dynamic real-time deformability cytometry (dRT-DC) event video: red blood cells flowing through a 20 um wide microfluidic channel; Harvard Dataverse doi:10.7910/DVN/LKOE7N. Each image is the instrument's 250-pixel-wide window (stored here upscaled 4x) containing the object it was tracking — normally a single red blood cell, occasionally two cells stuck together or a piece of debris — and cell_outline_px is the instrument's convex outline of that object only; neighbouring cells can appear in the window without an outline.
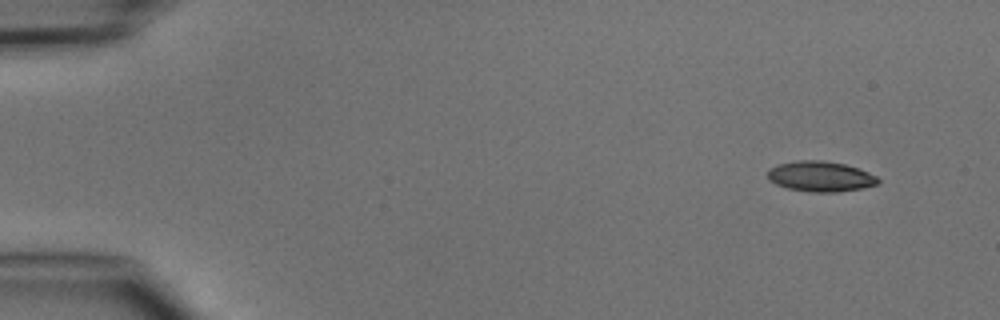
{"species": "common noctule bat (a hibernating species)", "species_latin": "Nyctalus noctula", "temperature_condition": "cold", "stored_images_in_passage": 4, "camera_frame_rate_fps": 3000, "um_per_image_px": 0.085, "animal": {"sex": "male", "body_mass_g": 15.6}, "frame": {"image": 1, "passage_image": 1, "time_ms": 0.0, "image_size_px": [1000, 320], "cell_outline_px": [[880, 184], [864, 188], [836, 192], [812, 192], [788, 188], [776, 184], [768, 180], [768, 168], [776, 164], [796, 160], [824, 160], [844, 164], [868, 172], [876, 176], [880, 180]], "centroid_in_image_um": [69.73, 14.99], "position_along_channel_um": 15.3, "area_um2": 19.71}}
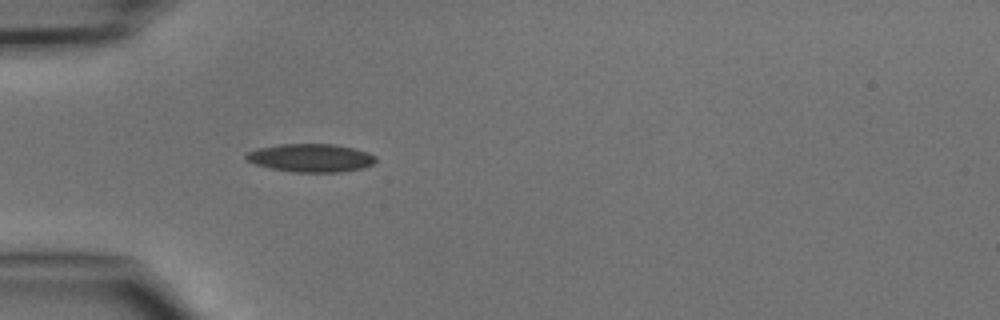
{"frame": {"image": 2, "passage_image": 4, "time_ms": 3.667, "image_size_px": [1000, 320], "cell_outline_px": [[376, 160], [372, 164], [364, 168], [340, 172], [292, 172], [272, 168], [256, 164], [248, 160], [244, 156], [248, 152], [260, 148], [280, 144], [336, 144], [368, 152], [376, 156]], "centroid_in_image_um": [26.46, 13.42], "position_along_channel_um": 58.5, "area_um2": 21.15}}